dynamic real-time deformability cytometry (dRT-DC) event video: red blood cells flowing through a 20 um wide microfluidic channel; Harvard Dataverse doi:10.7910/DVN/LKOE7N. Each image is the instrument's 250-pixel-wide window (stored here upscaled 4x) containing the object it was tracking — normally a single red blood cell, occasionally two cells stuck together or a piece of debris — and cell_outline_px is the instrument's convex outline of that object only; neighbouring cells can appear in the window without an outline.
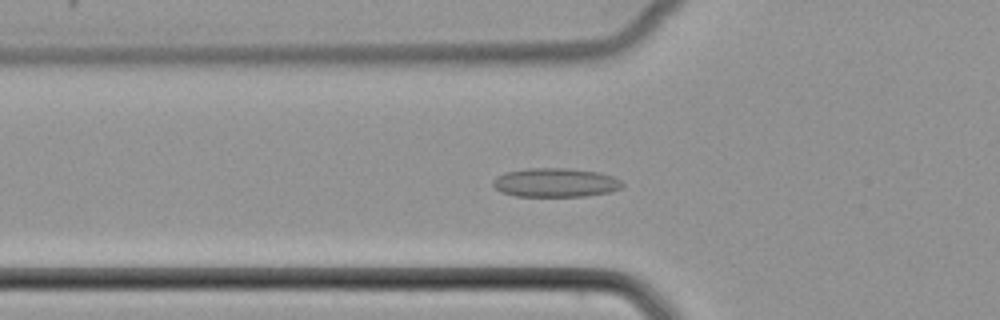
{"species": "common noctule bat (a hibernating species)", "species_latin": "Nyctalus noctula", "temperature_condition": "cold", "stored_images_in_passage": 35, "camera_frame_rate_fps": 3000, "um_per_image_px": 0.085, "animal": {"sex": "female", "body_mass_g": 22.7, "forearm_length_mm": 54.2}, "frame": {"image": 1, "passage_image": 2, "time_ms": 0.333, "image_size_px": [1000, 320], "cell_outline_px": [[624, 184], [620, 188], [612, 192], [584, 196], [516, 196], [500, 192], [492, 184], [492, 180], [496, 176], [504, 172], [528, 168], [568, 168], [600, 172], [612, 176], [620, 180]], "centroid_in_image_um": [47.2, 15.51], "position_along_channel_um": 78.6, "area_um2": 22.02}}
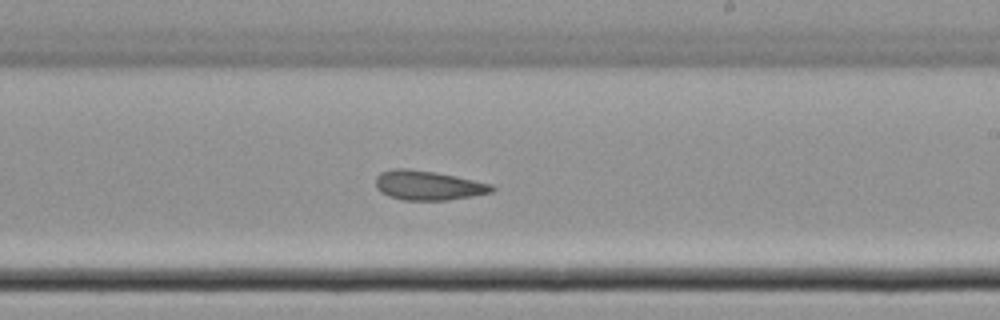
{"frame": {"image": 2, "passage_image": 15, "time_ms": 4.667, "image_size_px": [1000, 320], "cell_outline_px": [[496, 188], [492, 192], [472, 196], [448, 200], [404, 200], [388, 196], [380, 192], [376, 188], [376, 176], [380, 172], [392, 168], [408, 168], [436, 172], [456, 176], [492, 184]], "centroid_in_image_um": [36.37, 15.75], "position_along_channel_um": 252.6, "area_um2": 20.11}}
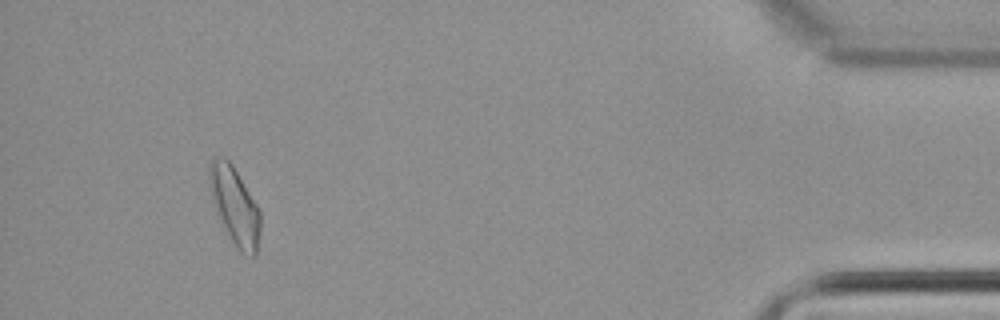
{"frame": {"image": 3, "passage_image": 32, "time_ms": 10.333, "image_size_px": [1000, 320], "cell_outline_px": [[260, 232], [256, 256], [244, 256], [228, 240], [224, 232], [216, 212], [212, 200], [208, 184], [208, 164], [212, 156], [224, 156], [232, 164], [256, 204], [260, 212]], "centroid_in_image_um": [19.9, 17.52], "position_along_channel_um": 415.3, "area_um2": 23.76}}